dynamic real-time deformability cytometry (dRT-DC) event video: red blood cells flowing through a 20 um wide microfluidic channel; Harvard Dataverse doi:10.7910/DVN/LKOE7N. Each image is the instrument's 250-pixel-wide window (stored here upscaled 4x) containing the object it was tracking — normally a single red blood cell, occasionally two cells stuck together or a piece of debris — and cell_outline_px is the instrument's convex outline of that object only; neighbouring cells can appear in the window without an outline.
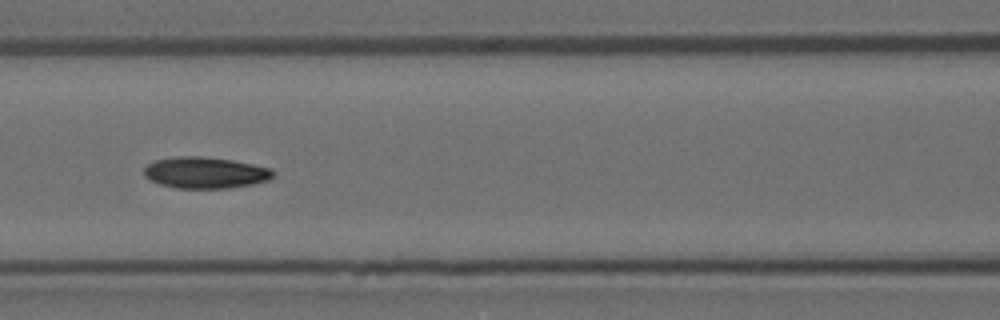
{"species": "Egyptian fruit bat (a non-hibernating species)", "species_latin": "Rousettus aegyptiacus", "temperature_condition": "room temperature", "stored_images_in_passage": 11, "camera_frame_rate_fps": 3000, "um_per_image_px": 0.085, "animal": {"sex": "female"}, "frame": {"image": 1, "passage_image": 7, "time_ms": 2.0, "image_size_px": [1000, 320], "cell_outline_px": [[276, 172], [268, 180], [252, 184], [228, 188], [176, 188], [160, 184], [144, 176], [144, 168], [148, 164], [156, 160], [176, 156], [200, 156], [232, 160], [272, 168]], "centroid_in_image_um": [17.46, 14.67], "position_along_channel_um": 149.1, "area_um2": 23.52}}
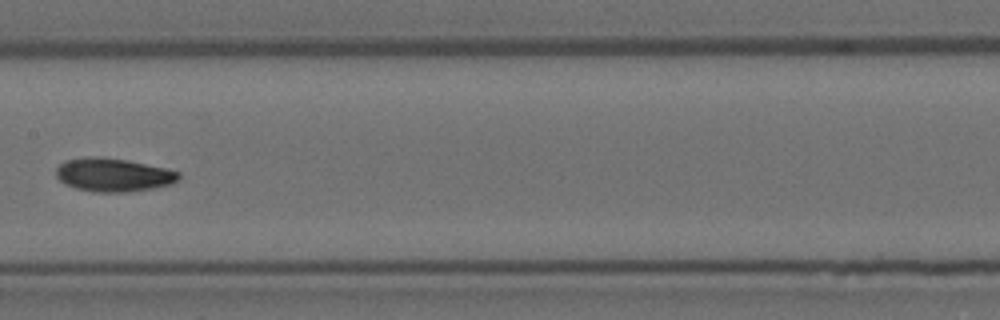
{"frame": {"image": 2, "passage_image": 8, "time_ms": 2.333, "image_size_px": [1000, 320], "cell_outline_px": [[180, 180], [172, 184], [152, 188], [124, 192], [92, 192], [76, 188], [64, 184], [56, 176], [56, 168], [64, 160], [84, 156], [104, 156], [128, 160], [164, 168], [180, 172]], "centroid_in_image_um": [9.6, 14.85], "position_along_channel_um": 197.8, "area_um2": 24.16}}
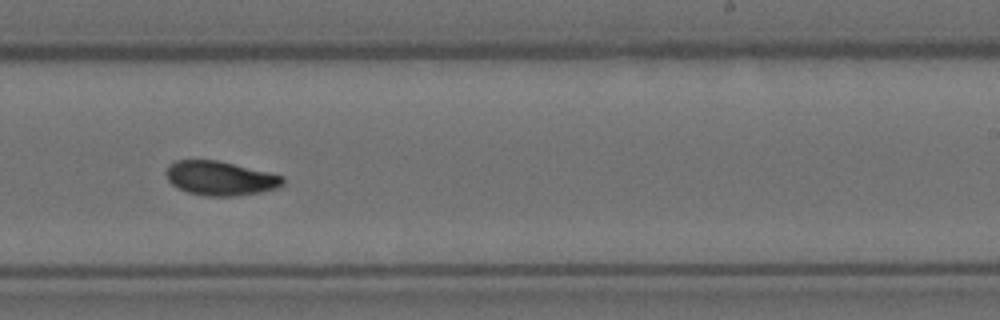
{"frame": {"image": 3, "passage_image": 10, "time_ms": 3.0, "image_size_px": [1000, 320], "cell_outline_px": [[284, 184], [276, 188], [260, 192], [232, 196], [204, 196], [188, 192], [172, 184], [168, 180], [164, 172], [168, 164], [176, 160], [216, 160], [268, 172], [284, 176]], "centroid_in_image_um": [18.69, 15.15], "position_along_channel_um": 270.3, "area_um2": 23.18}}